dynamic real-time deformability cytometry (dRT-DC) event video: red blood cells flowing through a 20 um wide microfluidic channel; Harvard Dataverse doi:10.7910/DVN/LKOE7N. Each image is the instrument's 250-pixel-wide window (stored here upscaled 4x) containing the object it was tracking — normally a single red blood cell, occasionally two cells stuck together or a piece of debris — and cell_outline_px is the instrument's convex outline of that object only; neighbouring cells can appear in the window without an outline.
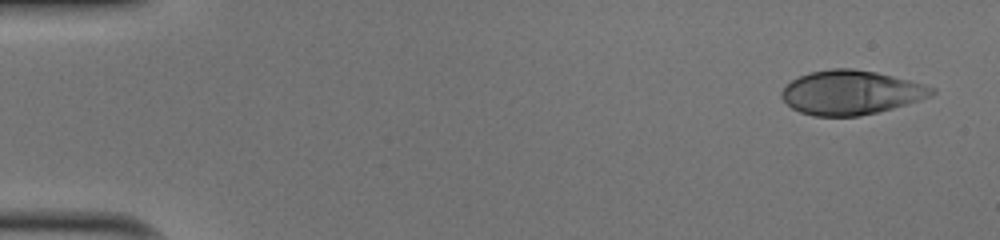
{"species": "human", "species_latin": "Homo sapiens", "temperature_condition": "cold", "stored_images_in_passage": 49, "camera_frame_rate_fps": 3000, "um_per_image_px": 0.085, "donor": {"sex": "male"}, "frame": {"image": 1, "passage_image": 1, "time_ms": 0.0, "image_size_px": [1000, 240], "cell_outline_px": [[936, 92], [932, 96], [892, 108], [860, 116], [812, 116], [800, 112], [792, 108], [780, 96], [780, 92], [792, 80], [808, 72], [832, 68], [852, 68], [876, 72], [924, 84], [936, 88]], "centroid_in_image_um": [72.32, 7.86], "position_along_channel_um": 12.7, "area_um2": 38.55}}
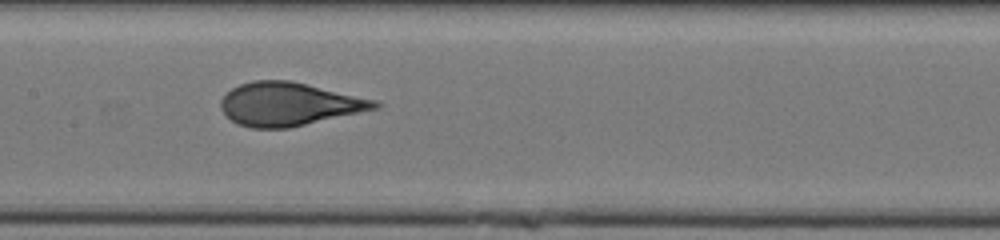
{"frame": {"image": 2, "passage_image": 24, "time_ms": 7.667, "image_size_px": [1000, 240], "cell_outline_px": [[384, 104], [380, 108], [288, 128], [252, 128], [236, 124], [220, 108], [220, 100], [232, 88], [240, 84], [252, 80], [288, 80], [376, 100]], "centroid_in_image_um": [24.56, 8.85], "position_along_channel_um": 182.8, "area_um2": 38.61}}
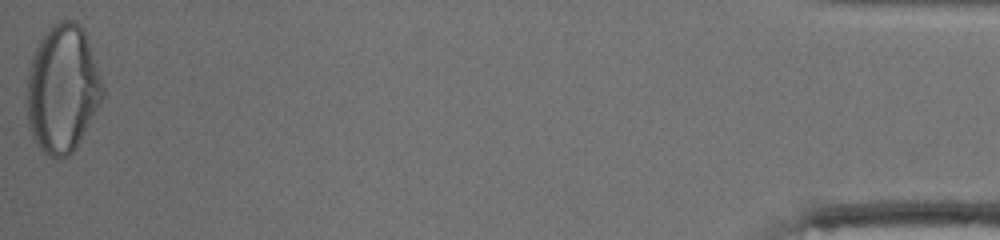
{"frame": {"image": 3, "passage_image": 49, "time_ms": 16.0, "image_size_px": [1000, 240], "cell_outline_px": [[104, 96], [76, 148], [68, 156], [60, 160], [56, 160], [44, 152], [40, 148], [32, 136], [28, 124], [28, 72], [32, 56], [40, 40], [48, 28], [52, 24], [60, 20], [76, 20], [84, 28], [104, 88]], "centroid_in_image_um": [5.32, 7.55], "position_along_channel_um": 429.9, "area_um2": 56.36}, "authors_computed_cell_mechanics": {"area_um2": 38.7838, "velocity_mm_per_s": 4.0515, "shape_relaxation_time_tau1_ms": 5.3671, "shape_relaxation_time_tau2_ms": null, "deformation_change_tau1": 0.2341, "deformation_change_tau2": null}}